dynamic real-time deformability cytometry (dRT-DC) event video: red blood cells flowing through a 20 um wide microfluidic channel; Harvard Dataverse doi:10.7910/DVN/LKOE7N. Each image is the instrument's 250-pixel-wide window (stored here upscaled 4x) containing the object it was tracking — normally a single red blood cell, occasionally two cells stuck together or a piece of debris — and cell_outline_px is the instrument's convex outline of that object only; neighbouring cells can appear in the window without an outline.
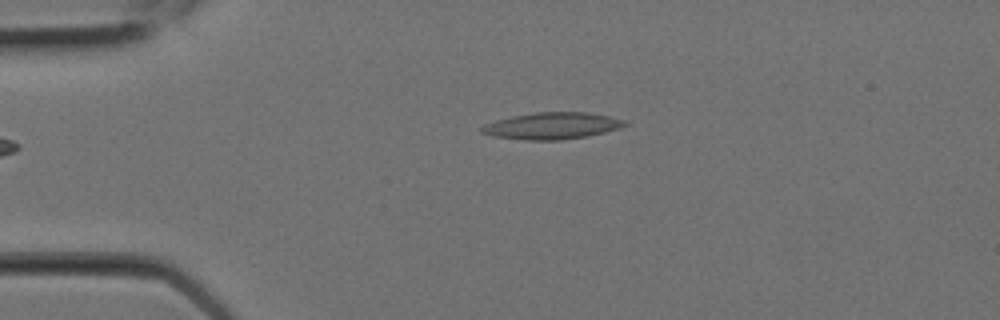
{"species": "Egyptian fruit bat (a non-hibernating species)", "species_latin": "Rousettus aegyptiacus", "temperature_condition": "room temperature", "stored_images_in_passage": 6, "camera_frame_rate_fps": 3000, "um_per_image_px": 0.085, "animal": {"sex": "female"}, "frame": {"image": 1, "passage_image": 2, "time_ms": 0.333, "image_size_px": [1000, 320], "cell_outline_px": [[628, 124], [620, 128], [588, 136], [560, 140], [524, 140], [492, 136], [480, 132], [480, 128], [484, 124], [496, 120], [512, 116], [536, 112], [588, 112], [608, 116], [624, 120]], "centroid_in_image_um": [46.9, 10.7], "position_along_channel_um": 38.1, "area_um2": 22.31}}
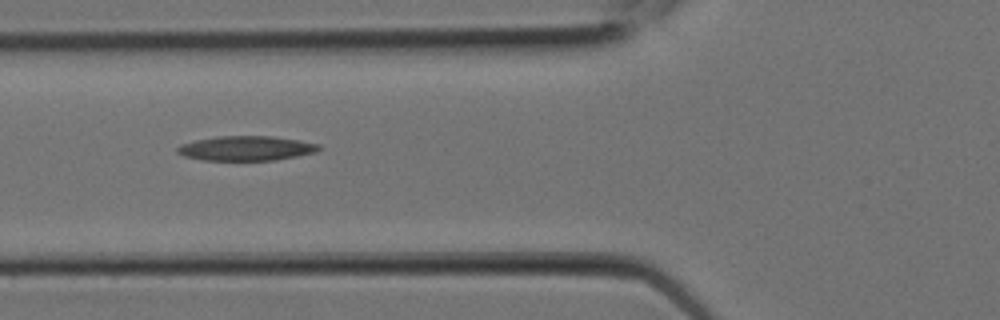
{"frame": {"image": 2, "passage_image": 5, "time_ms": 1.333, "image_size_px": [1000, 320], "cell_outline_px": [[324, 148], [316, 152], [276, 160], [204, 160], [184, 156], [176, 152], [176, 148], [180, 144], [196, 140], [220, 136], [272, 136], [300, 140], [320, 144]], "centroid_in_image_um": [20.96, 12.6], "position_along_channel_um": 104.8, "area_um2": 20.4}}
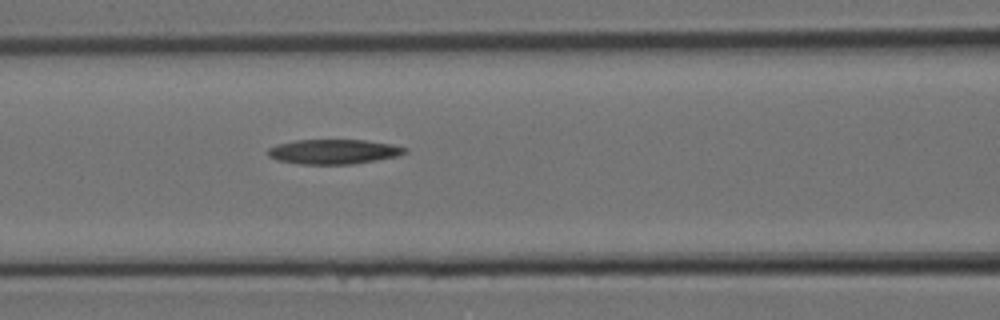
{"frame": {"image": 3, "passage_image": 6, "time_ms": 1.667, "image_size_px": [1000, 320], "cell_outline_px": [[408, 152], [396, 156], [376, 160], [352, 164], [300, 164], [276, 160], [268, 156], [268, 148], [276, 144], [296, 140], [364, 140], [392, 144], [408, 148]], "centroid_in_image_um": [28.34, 12.89], "position_along_channel_um": 138.3, "area_um2": 19.77}}